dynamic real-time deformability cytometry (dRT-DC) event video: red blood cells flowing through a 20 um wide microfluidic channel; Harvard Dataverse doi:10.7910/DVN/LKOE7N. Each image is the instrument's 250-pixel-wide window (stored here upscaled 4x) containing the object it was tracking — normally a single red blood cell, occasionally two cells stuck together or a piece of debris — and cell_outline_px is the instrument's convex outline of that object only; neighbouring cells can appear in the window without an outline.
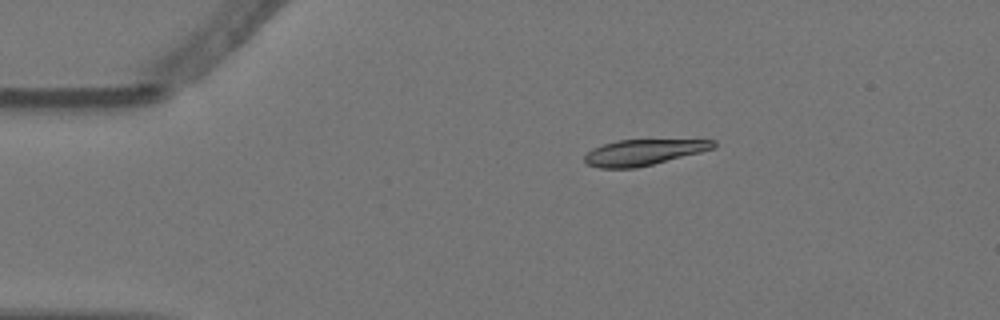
{"species": "Egyptian fruit bat (a non-hibernating species)", "species_latin": "Rousettus aegyptiacus", "temperature_condition": "warm", "stored_images_in_passage": 4, "camera_frame_rate_fps": 3000, "um_per_image_px": 0.085, "animal": {"sex": "female"}, "frame": {"image": 1, "passage_image": 1, "time_ms": 0.0, "image_size_px": [1000, 320], "cell_outline_px": [[716, 144], [712, 148], [700, 152], [636, 168], [600, 168], [588, 164], [584, 160], [584, 156], [592, 148], [616, 140], [716, 140]], "centroid_in_image_um": [54.65, 12.95], "position_along_channel_um": 30.4, "area_um2": 19.07}}
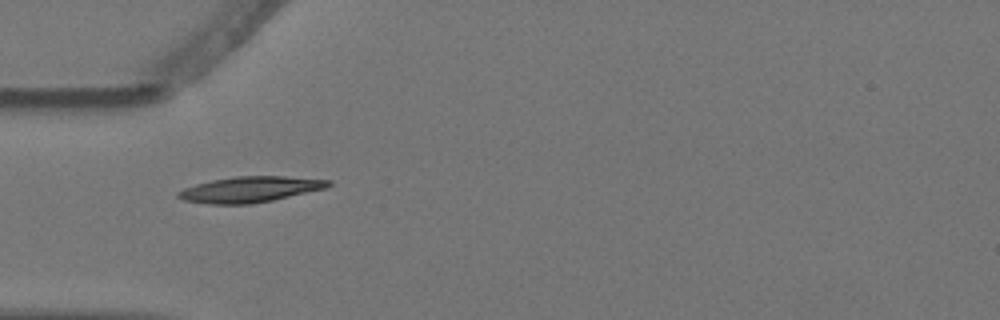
{"frame": {"image": 2, "passage_image": 3, "time_ms": 0.667, "image_size_px": [1000, 320], "cell_outline_px": [[332, 184], [324, 188], [272, 200], [248, 204], [208, 204], [184, 200], [176, 196], [176, 192], [184, 188], [196, 184], [212, 180], [236, 176], [284, 176], [332, 180]], "centroid_in_image_um": [21.22, 16.09], "position_along_channel_um": 63.8, "area_um2": 22.31}}